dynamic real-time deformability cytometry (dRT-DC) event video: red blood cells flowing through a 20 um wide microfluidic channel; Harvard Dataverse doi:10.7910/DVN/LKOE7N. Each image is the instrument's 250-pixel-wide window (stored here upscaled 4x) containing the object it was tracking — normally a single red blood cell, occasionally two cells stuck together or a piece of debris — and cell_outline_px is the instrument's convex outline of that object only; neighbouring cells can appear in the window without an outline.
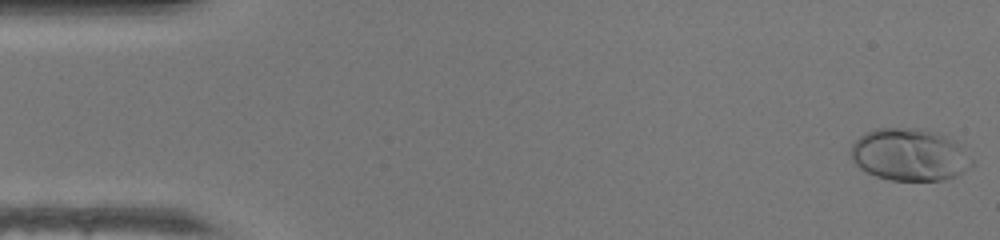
{"species": "human", "species_latin": "Homo sapiens", "temperature_condition": "warm", "stored_images_in_passage": 43, "camera_frame_rate_fps": 3000, "um_per_image_px": 0.085, "donor": {"sex": "female"}, "frame": {"image": 1, "passage_image": 1, "time_ms": 0.0, "image_size_px": [1000, 240], "cell_outline_px": [[972, 164], [964, 172], [956, 176], [944, 180], [892, 180], [876, 176], [860, 168], [852, 160], [852, 144], [860, 136], [876, 128], [916, 128], [940, 132], [956, 140], [972, 160]], "centroid_in_image_um": [77.34, 13.14], "position_along_channel_um": 7.7, "area_um2": 36.82}}
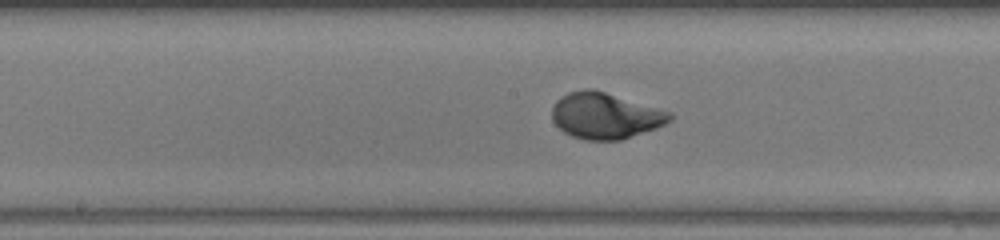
{"frame": {"image": 2, "passage_image": 24, "time_ms": 7.667, "image_size_px": [1000, 240], "cell_outline_px": [[672, 120], [664, 124], [620, 140], [584, 140], [572, 136], [564, 132], [552, 120], [552, 108], [556, 100], [560, 96], [568, 92], [584, 88], [592, 88], [672, 112]], "centroid_in_image_um": [51.4, 9.82], "position_along_channel_um": 196.8, "area_um2": 31.5}}
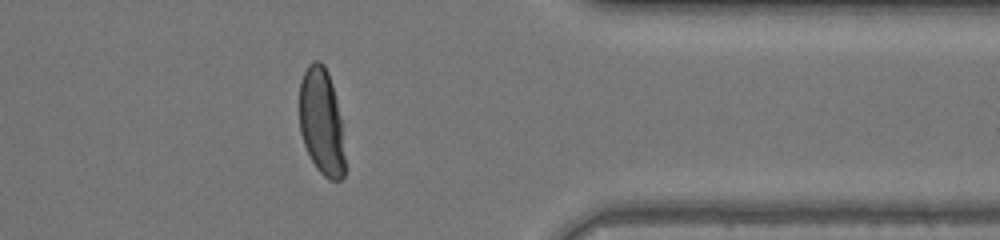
{"frame": {"image": 3, "passage_image": 38, "time_ms": 12.333, "image_size_px": [1000, 240], "cell_outline_px": [[344, 176], [340, 180], [328, 180], [316, 168], [304, 144], [300, 132], [300, 80], [308, 64], [312, 60], [320, 60], [324, 64], [328, 72], [332, 84], [336, 100], [340, 120], [344, 156]], "centroid_in_image_um": [27.31, 10.33], "position_along_channel_um": 384.1, "area_um2": 28.09}}